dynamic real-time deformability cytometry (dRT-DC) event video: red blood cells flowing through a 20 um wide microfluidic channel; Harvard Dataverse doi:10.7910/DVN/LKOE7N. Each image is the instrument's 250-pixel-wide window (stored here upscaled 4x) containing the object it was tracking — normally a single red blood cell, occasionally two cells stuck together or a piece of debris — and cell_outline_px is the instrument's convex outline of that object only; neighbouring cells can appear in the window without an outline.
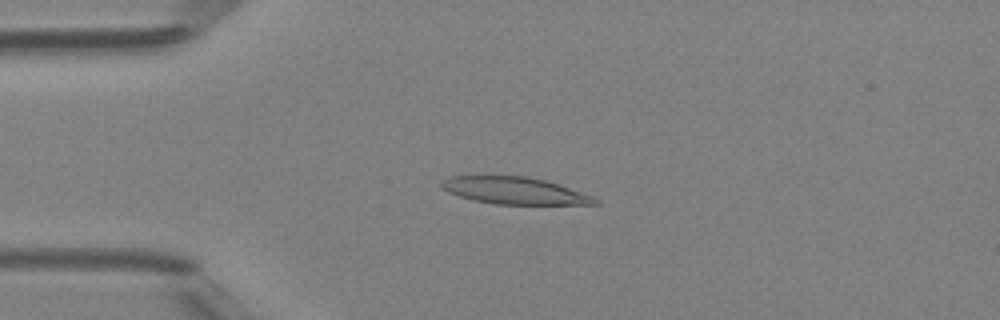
{"species": "Egyptian fruit bat (a non-hibernating species)", "species_latin": "Rousettus aegyptiacus", "temperature_condition": "room temperature", "stored_images_in_passage": 38, "camera_frame_rate_fps": 3000, "um_per_image_px": 0.085, "animal": {"sex": "female"}, "frame": {"image": 1, "passage_image": 1, "time_ms": 0.0, "image_size_px": [1000, 320], "cell_outline_px": [[600, 204], [496, 204], [472, 200], [448, 192], [440, 184], [440, 180], [448, 176], [528, 176], [560, 184], [592, 196], [600, 200]], "centroid_in_image_um": [43.73, 16.2], "position_along_channel_um": 41.3, "area_um2": 24.16}}
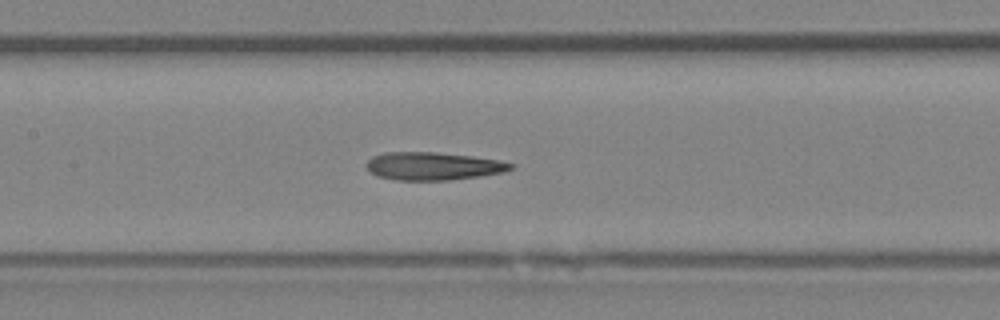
{"frame": {"image": 2, "passage_image": 12, "time_ms": 3.667, "image_size_px": [1000, 320], "cell_outline_px": [[516, 164], [512, 168], [504, 172], [480, 176], [448, 180], [396, 180], [376, 176], [364, 164], [372, 156], [388, 152], [436, 152], [472, 156], [500, 160]], "centroid_in_image_um": [36.82, 14.12], "position_along_channel_um": 170.6, "area_um2": 23.52}}
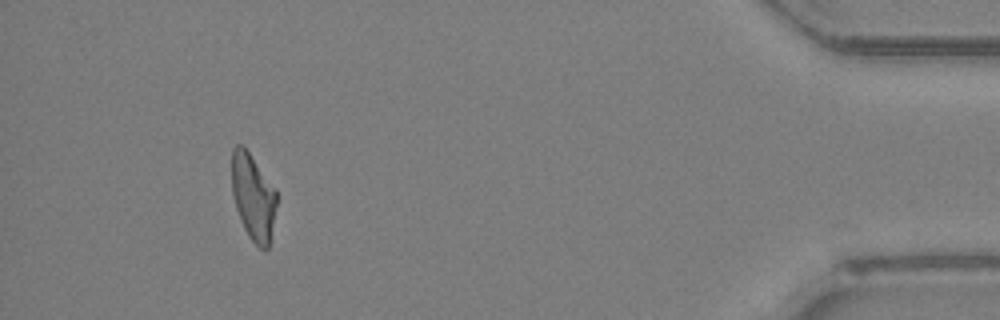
{"frame": {"image": 3, "passage_image": 34, "time_ms": 11.0, "image_size_px": [1000, 320], "cell_outline_px": [[276, 204], [268, 248], [264, 252], [248, 236], [244, 228], [236, 208], [232, 192], [232, 148], [236, 144], [244, 144], [276, 188]], "centroid_in_image_um": [21.51, 16.68], "position_along_channel_um": 413.7, "area_um2": 22.66}, "authors_computed_cell_mechanics": {"area_um2": 23.5246, "velocity_mm_per_s": 4.2212, "shape_relaxation_time_tau1_ms": 4.8892, "shape_relaxation_time_tau2_ms": 4.3376, "deformation_change_tau1": 0.19, "deformation_change_tau2": 0.1398}}